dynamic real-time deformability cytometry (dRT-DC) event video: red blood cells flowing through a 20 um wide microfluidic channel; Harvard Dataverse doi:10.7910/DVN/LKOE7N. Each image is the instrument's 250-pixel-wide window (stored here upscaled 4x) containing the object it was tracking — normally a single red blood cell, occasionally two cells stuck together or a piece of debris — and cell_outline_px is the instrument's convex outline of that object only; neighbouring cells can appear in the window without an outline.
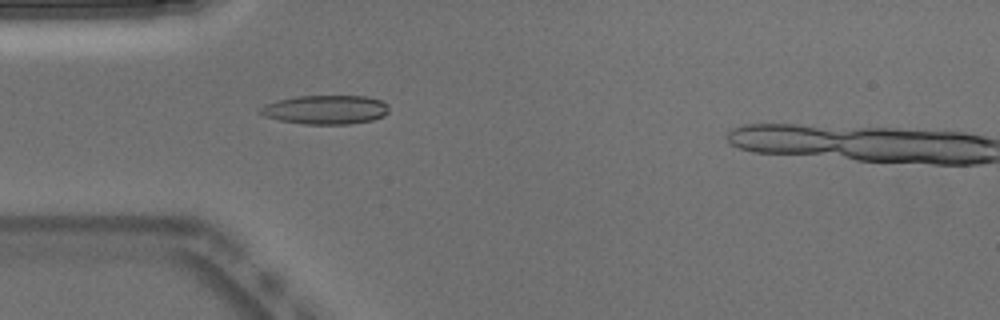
{"species": "Egyptian fruit bat (a non-hibernating species)", "species_latin": "Rousettus aegyptiacus", "temperature_condition": "warm", "stored_images_in_passage": 42, "camera_frame_rate_fps": 3000, "um_per_image_px": 0.085, "animal": {"sex": "male"}, "frame": {"image": 1, "passage_image": 9, "time_ms": 2.667, "image_size_px": [1000, 320], "cell_outline_px": [[388, 112], [384, 116], [372, 120], [348, 124], [304, 124], [280, 120], [264, 116], [260, 112], [260, 108], [264, 104], [276, 100], [300, 96], [364, 96], [380, 100], [388, 104]], "centroid_in_image_um": [27.68, 9.32], "position_along_channel_um": 57.3, "area_um2": 21.68}}
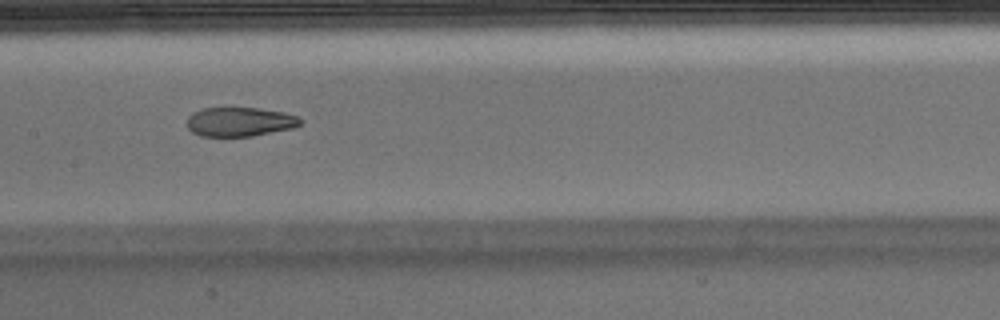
{"frame": {"image": 2, "passage_image": 19, "time_ms": 6.0, "image_size_px": [1000, 320], "cell_outline_px": [[300, 124], [292, 128], [252, 136], [200, 136], [192, 132], [188, 128], [188, 116], [192, 112], [204, 108], [260, 108], [284, 112], [300, 116]], "centroid_in_image_um": [20.38, 10.35], "position_along_channel_um": 187.0, "area_um2": 19.25}}
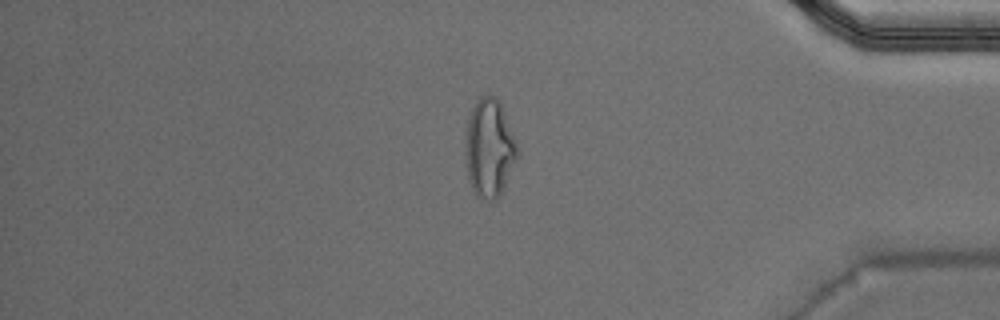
{"frame": {"image": 3, "passage_image": 37, "time_ms": 12.0, "image_size_px": [1000, 320], "cell_outline_px": [[520, 152], [496, 200], [480, 200], [476, 196], [468, 180], [464, 152], [468, 120], [472, 108], [476, 100], [480, 96], [496, 96], [500, 104], [516, 140]], "centroid_in_image_um": [41.57, 12.61], "position_along_channel_um": 393.6, "area_um2": 29.65}, "authors_computed_cell_mechanics": {"area_um2": 20.9236, "velocity_mm_per_s": 3.9347, "shape_relaxation_time_tau1_ms": null, "shape_relaxation_time_tau2_ms": 1.8365, "deformation_change_tau1": null, "deformation_change_tau2": 0.09}}